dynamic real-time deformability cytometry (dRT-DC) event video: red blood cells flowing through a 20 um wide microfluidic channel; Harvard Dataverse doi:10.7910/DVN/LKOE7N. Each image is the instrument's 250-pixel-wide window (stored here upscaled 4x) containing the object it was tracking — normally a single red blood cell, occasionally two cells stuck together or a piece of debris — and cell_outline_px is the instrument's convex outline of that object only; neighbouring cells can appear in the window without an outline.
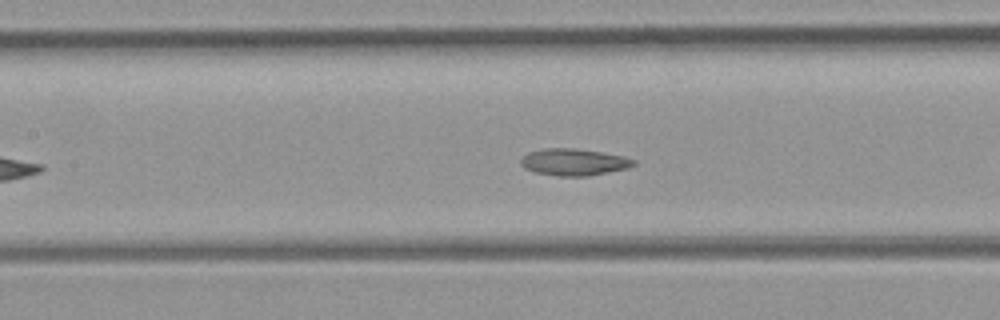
{"species": "common noctule bat (a hibernating species)", "species_latin": "Nyctalus noctula", "temperature_condition": "room temperature", "stored_images_in_passage": 10, "camera_frame_rate_fps": 3000, "um_per_image_px": 0.085, "animal": {"sex": "female", "body_mass_g": 21.9}, "frame": {"image": 1, "passage_image": 9, "time_ms": 2.667, "image_size_px": [1000, 320], "cell_outline_px": [[636, 164], [628, 168], [588, 176], [556, 176], [536, 172], [524, 168], [520, 164], [520, 160], [528, 152], [544, 148], [572, 148], [600, 152], [624, 156], [636, 160]], "centroid_in_image_um": [48.77, 13.78], "position_along_channel_um": 158.6, "area_um2": 17.63}}